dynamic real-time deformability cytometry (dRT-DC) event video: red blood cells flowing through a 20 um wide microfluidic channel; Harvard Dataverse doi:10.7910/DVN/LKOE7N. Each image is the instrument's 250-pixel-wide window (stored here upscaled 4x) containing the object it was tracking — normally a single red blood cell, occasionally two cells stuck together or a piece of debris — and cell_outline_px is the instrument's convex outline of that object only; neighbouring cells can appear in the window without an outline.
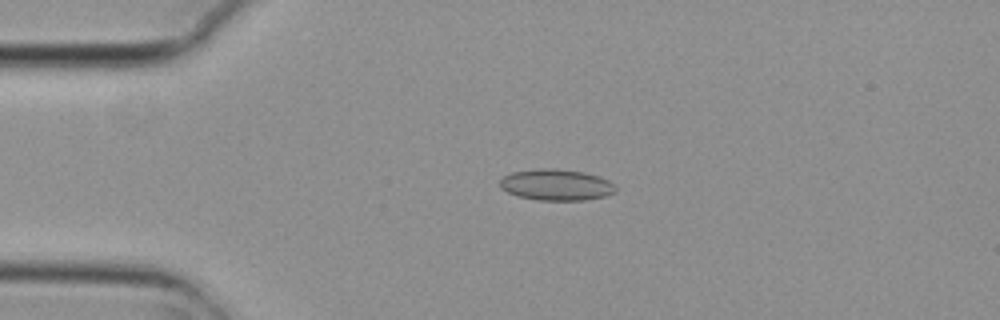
{"species": "common noctule bat (a hibernating species)", "species_latin": "Nyctalus noctula", "temperature_condition": "cold", "stored_images_in_passage": 4, "camera_frame_rate_fps": 3000, "um_per_image_px": 0.085, "animal": {"sex": "female", "body_mass_g": 29.2, "forearm_length_mm": 56.3}, "frame": {"image": 1, "passage_image": 3, "time_ms": 0.667, "image_size_px": [1000, 320], "cell_outline_px": [[616, 192], [604, 196], [584, 200], [536, 200], [516, 196], [500, 188], [500, 180], [504, 176], [512, 172], [536, 168], [556, 168], [584, 172], [600, 176], [608, 180], [616, 188]], "centroid_in_image_um": [47.26, 15.7], "position_along_channel_um": 37.7, "area_um2": 21.21}}